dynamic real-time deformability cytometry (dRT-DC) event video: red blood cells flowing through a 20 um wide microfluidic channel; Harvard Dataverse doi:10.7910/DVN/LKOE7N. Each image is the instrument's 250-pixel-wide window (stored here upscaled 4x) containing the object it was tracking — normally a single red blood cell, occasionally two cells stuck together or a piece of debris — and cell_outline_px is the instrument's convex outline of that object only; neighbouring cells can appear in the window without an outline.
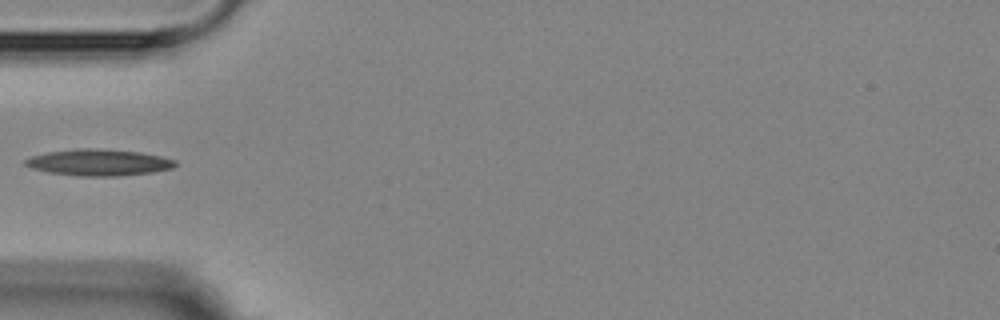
{"species": "Egyptian fruit bat (a non-hibernating species)", "species_latin": "Rousettus aegyptiacus", "temperature_condition": "room temperature", "stored_images_in_passage": 6, "camera_frame_rate_fps": 3000, "um_per_image_px": 0.085, "animal": {"sex": "female"}, "frame": {"image": 1, "passage_image": 5, "time_ms": 5.667, "image_size_px": [1000, 320], "cell_outline_px": [[176, 164], [172, 168], [152, 172], [116, 176], [80, 176], [48, 172], [32, 168], [24, 164], [24, 160], [32, 156], [48, 152], [84, 148], [88, 148], [140, 152], [160, 156], [176, 160]], "centroid_in_image_um": [8.39, 13.81], "position_along_channel_um": 76.6, "area_um2": 22.77}}
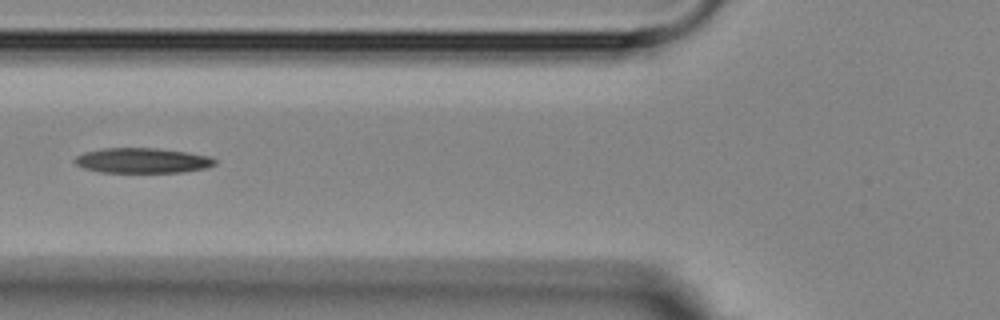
{"frame": {"image": 2, "passage_image": 6, "time_ms": 6.667, "image_size_px": [1000, 320], "cell_outline_px": [[216, 164], [208, 168], [184, 172], [100, 172], [84, 168], [76, 164], [72, 160], [76, 156], [84, 152], [104, 148], [156, 148], [184, 152], [208, 156], [216, 160]], "centroid_in_image_um": [12.09, 13.65], "position_along_channel_um": 113.7, "area_um2": 20.46}}